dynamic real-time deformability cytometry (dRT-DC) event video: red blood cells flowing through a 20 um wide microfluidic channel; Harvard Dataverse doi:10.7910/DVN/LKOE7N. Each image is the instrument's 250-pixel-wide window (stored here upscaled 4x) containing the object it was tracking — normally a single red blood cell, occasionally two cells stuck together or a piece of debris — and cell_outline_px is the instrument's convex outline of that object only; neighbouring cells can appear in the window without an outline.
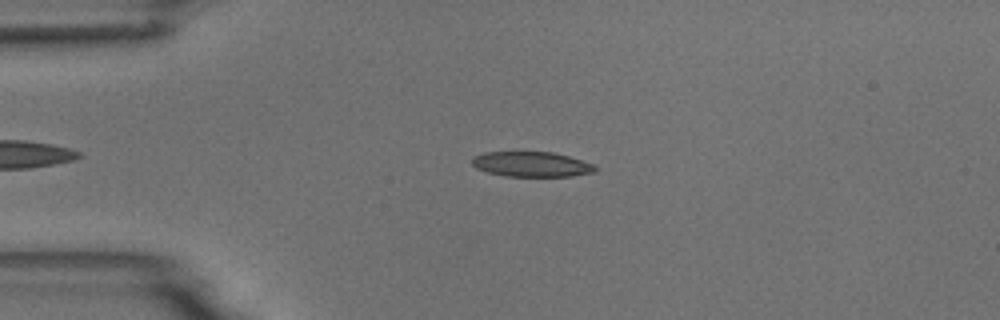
{"species": "common noctule bat (a hibernating species)", "species_latin": "Nyctalus noctula", "temperature_condition": "room temperature", "stored_images_in_passage": 4, "camera_frame_rate_fps": 3000, "um_per_image_px": 0.085, "animal": {"sex": "male", "body_mass_g": 18.8}, "frame": {"image": 1, "passage_image": 3, "time_ms": 2.333, "image_size_px": [1000, 320], "cell_outline_px": [[596, 172], [572, 176], [504, 176], [488, 172], [476, 168], [472, 164], [472, 156], [484, 152], [552, 152], [568, 156], [596, 164]], "centroid_in_image_um": [45.19, 13.96], "position_along_channel_um": 39.8, "area_um2": 18.09}}